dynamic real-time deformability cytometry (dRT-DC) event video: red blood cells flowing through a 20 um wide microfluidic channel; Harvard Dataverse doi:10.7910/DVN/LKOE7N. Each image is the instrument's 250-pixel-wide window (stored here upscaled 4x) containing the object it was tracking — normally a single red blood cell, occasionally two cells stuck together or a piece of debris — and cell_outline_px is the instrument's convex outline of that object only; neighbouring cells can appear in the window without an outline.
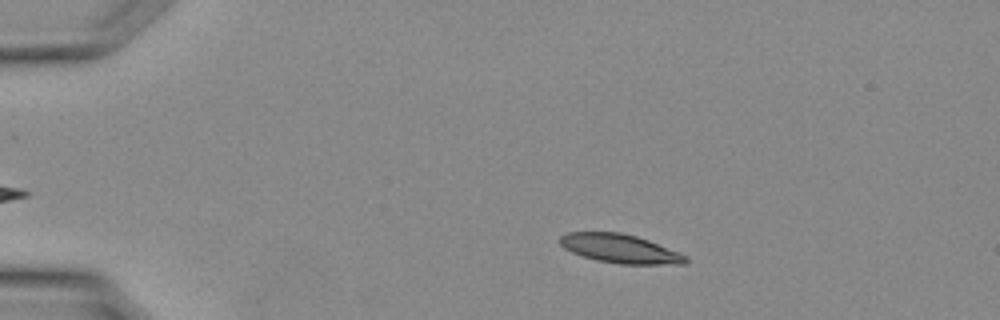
{"species": "Egyptian fruit bat (a non-hibernating species)", "species_latin": "Rousettus aegyptiacus", "temperature_condition": "warm", "stored_images_in_passage": 36, "camera_frame_rate_fps": 3000, "um_per_image_px": 0.085, "animal": {"sex": "female"}, "frame": {"image": 1, "passage_image": 7, "time_ms": 2.0, "image_size_px": [1000, 320], "cell_outline_px": [[688, 260], [684, 264], [620, 264], [596, 260], [580, 256], [564, 248], [560, 244], [560, 236], [568, 232], [620, 232], [636, 236], [648, 240], [680, 252], [688, 256]], "centroid_in_image_um": [52.71, 21.14], "position_along_channel_um": 32.3, "area_um2": 21.21}}
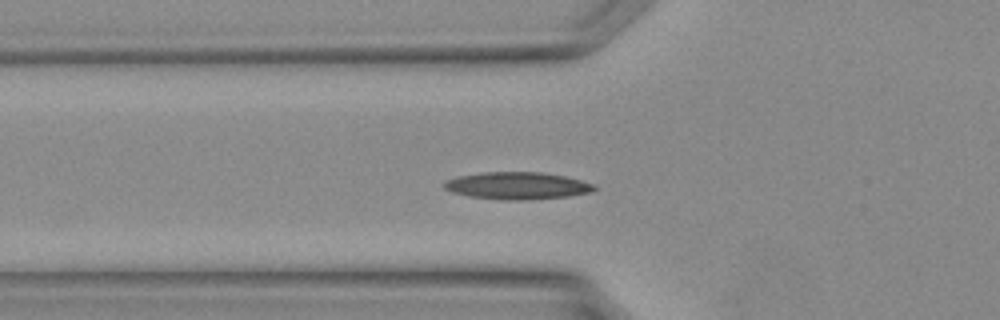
{"frame": {"image": 2, "passage_image": 13, "time_ms": 4.0, "image_size_px": [1000, 320], "cell_outline_px": [[596, 188], [592, 192], [568, 196], [520, 200], [504, 200], [468, 196], [452, 192], [444, 188], [444, 180], [456, 176], [480, 172], [544, 172], [564, 176], [596, 184]], "centroid_in_image_um": [43.94, 15.77], "position_along_channel_um": 81.9, "area_um2": 23.93}}
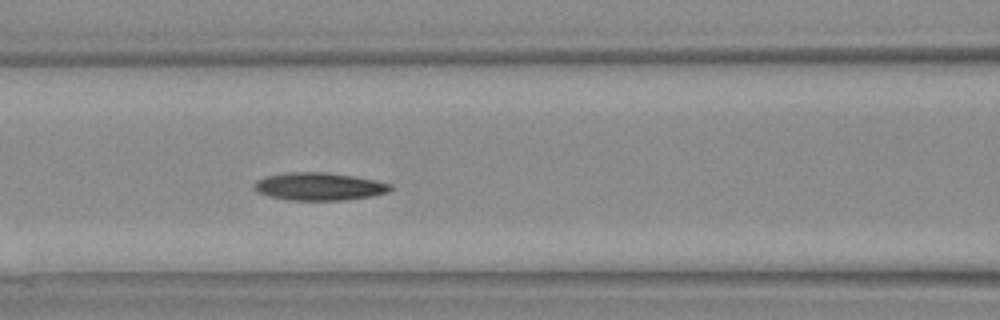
{"frame": {"image": 3, "passage_image": 16, "time_ms": 5.0, "image_size_px": [1000, 320], "cell_outline_px": [[392, 188], [388, 192], [372, 196], [340, 200], [288, 200], [268, 196], [256, 192], [252, 188], [252, 184], [256, 180], [264, 176], [288, 172], [324, 172], [352, 176], [392, 184]], "centroid_in_image_um": [27.04, 15.85], "position_along_channel_um": 139.6, "area_um2": 22.08}}